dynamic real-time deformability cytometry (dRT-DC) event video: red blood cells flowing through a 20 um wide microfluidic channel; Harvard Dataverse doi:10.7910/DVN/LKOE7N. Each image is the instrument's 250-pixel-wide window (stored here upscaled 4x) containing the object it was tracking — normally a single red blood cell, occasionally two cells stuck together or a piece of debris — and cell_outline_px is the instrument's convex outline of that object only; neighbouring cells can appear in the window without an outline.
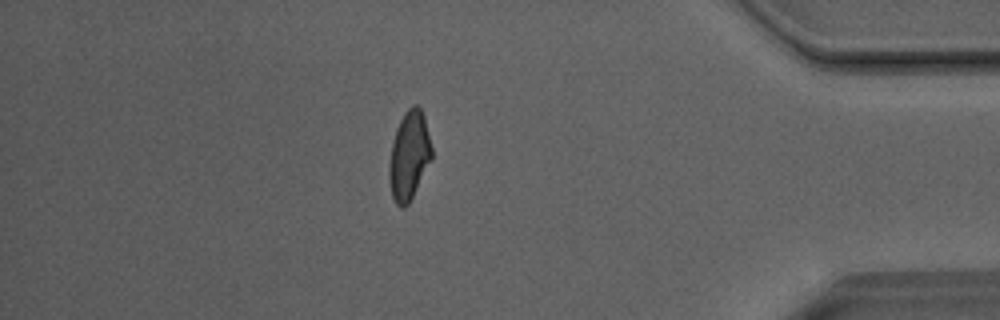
{"species": "Egyptian fruit bat (a non-hibernating species)", "species_latin": "Rousettus aegyptiacus", "temperature_condition": "room temperature", "stored_images_in_passage": 38, "camera_frame_rate_fps": 3000, "um_per_image_px": 0.085, "animal": {"sex": "male"}, "frame": {"image": 1, "passage_image": 37, "time_ms": 12.0, "image_size_px": [1000, 320], "cell_outline_px": [[432, 160], [408, 204], [404, 208], [400, 208], [396, 204], [392, 196], [388, 176], [388, 168], [392, 144], [396, 128], [404, 112], [412, 104], [416, 104], [420, 108], [424, 116], [432, 148]], "centroid_in_image_um": [34.77, 13.23], "position_along_channel_um": 400.4, "area_um2": 22.08}}